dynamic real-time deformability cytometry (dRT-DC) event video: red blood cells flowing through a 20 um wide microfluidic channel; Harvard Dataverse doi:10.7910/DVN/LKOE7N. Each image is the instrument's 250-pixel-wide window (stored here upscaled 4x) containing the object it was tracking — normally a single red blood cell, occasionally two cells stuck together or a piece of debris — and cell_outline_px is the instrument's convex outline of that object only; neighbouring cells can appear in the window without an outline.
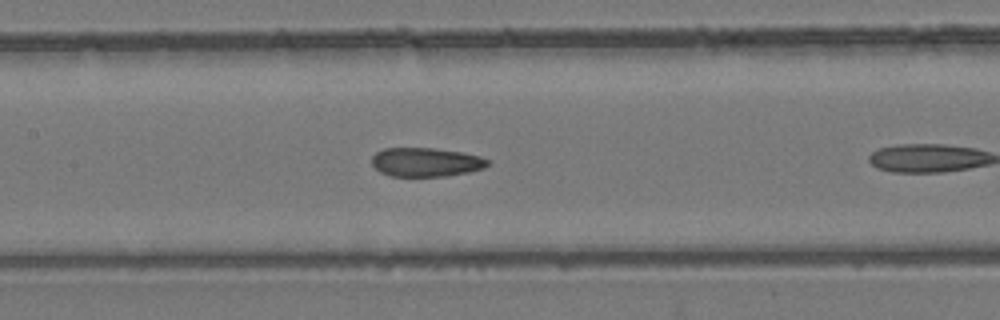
{"species": "common noctule bat (a hibernating species)", "species_latin": "Nyctalus noctula", "temperature_condition": "room temperature", "stored_images_in_passage": 10, "camera_frame_rate_fps": 3000, "um_per_image_px": 0.085, "animal": {"sex": "female", "body_mass_g": 24.6, "forearm_length_mm": 56.2}, "frame": {"image": 1, "passage_image": 6, "time_ms": 1.667, "image_size_px": [1000, 320], "cell_outline_px": [[488, 164], [484, 168], [468, 172], [448, 176], [392, 176], [380, 172], [372, 164], [372, 156], [376, 152], [384, 148], [436, 148], [460, 152], [480, 156], [488, 160]], "centroid_in_image_um": [36.19, 13.78], "position_along_channel_um": 171.2, "area_um2": 19.48}}
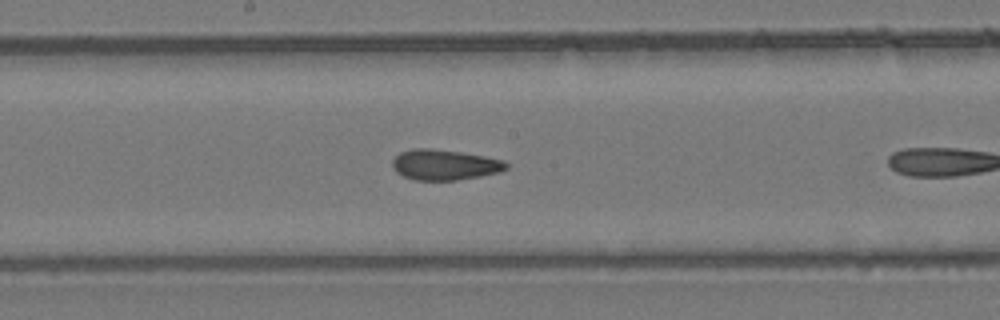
{"frame": {"image": 2, "passage_image": 9, "time_ms": 2.667, "image_size_px": [1000, 320], "cell_outline_px": [[508, 168], [500, 172], [480, 176], [456, 180], [416, 180], [404, 176], [396, 172], [392, 168], [392, 160], [400, 152], [412, 148], [432, 148], [460, 152], [484, 156], [504, 160], [508, 164]], "centroid_in_image_um": [37.78, 14.0], "position_along_channel_um": 210.4, "area_um2": 20.29}}